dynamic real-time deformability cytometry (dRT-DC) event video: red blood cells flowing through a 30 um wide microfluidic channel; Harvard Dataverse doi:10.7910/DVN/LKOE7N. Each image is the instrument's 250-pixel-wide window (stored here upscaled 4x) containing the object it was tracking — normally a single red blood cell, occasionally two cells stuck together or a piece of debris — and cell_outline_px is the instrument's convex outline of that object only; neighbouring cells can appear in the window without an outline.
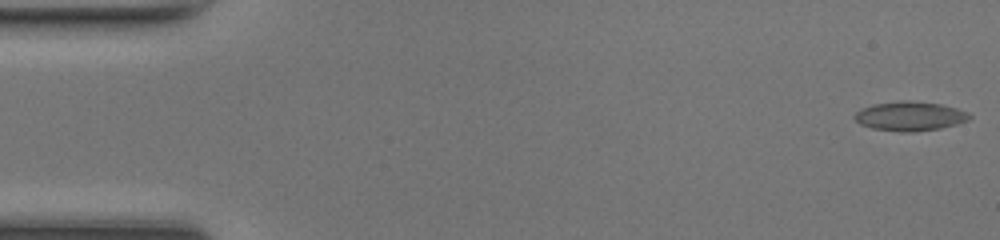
{"species": "common noctule bat (a hibernating species)", "species_latin": "Nyctalus noctula", "temperature_condition": "room temperature", "stored_images_in_passage": 45, "camera_frame_rate_fps": 3000, "um_per_image_px": 0.085, "animal": {"sex": "female", "body_mass_g": 17.0, "forearm_length_mm": 48.0}, "frame": {"image": 1, "passage_image": 1, "time_ms": 0.0, "image_size_px": [1000, 240], "cell_outline_px": [[972, 116], [968, 120], [956, 124], [940, 128], [912, 132], [900, 132], [872, 128], [860, 124], [852, 116], [860, 108], [872, 104], [900, 100], [908, 100], [940, 104], [956, 108], [968, 112]], "centroid_in_image_um": [77.31, 9.86], "position_along_channel_um": 7.7, "area_um2": 19.71}}
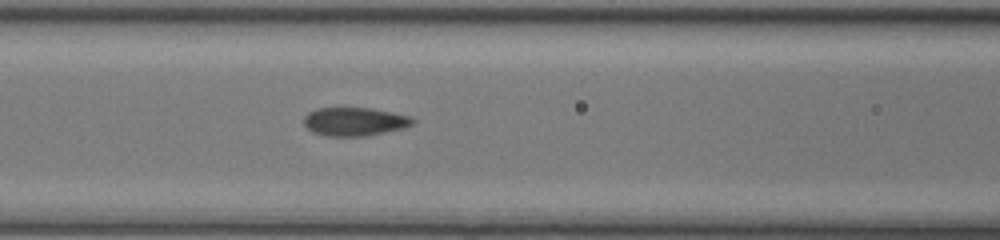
{"frame": {"image": 2, "passage_image": 20, "time_ms": 6.333, "image_size_px": [1000, 240], "cell_outline_px": [[416, 124], [404, 128], [368, 136], [328, 136], [312, 132], [304, 124], [304, 116], [308, 112], [320, 108], [372, 108], [412, 116], [416, 120]], "centroid_in_image_um": [30.2, 10.34], "position_along_channel_um": 136.4, "area_um2": 18.26}}
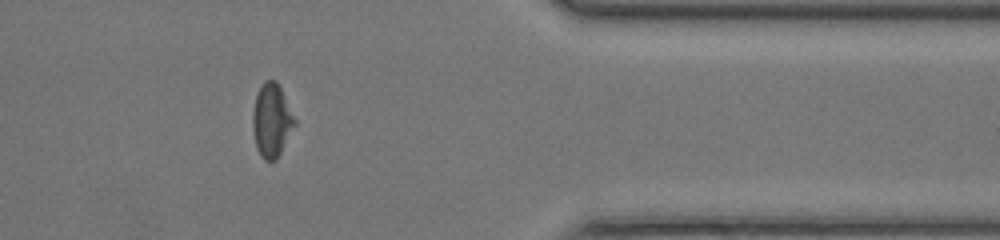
{"frame": {"image": 3, "passage_image": 39, "time_ms": 12.667, "image_size_px": [1000, 240], "cell_outline_px": [[296, 124], [276, 160], [264, 160], [256, 148], [252, 128], [252, 112], [256, 96], [264, 80], [276, 80], [296, 120]], "centroid_in_image_um": [23.08, 10.24], "position_along_channel_um": 388.3, "area_um2": 17.8}}